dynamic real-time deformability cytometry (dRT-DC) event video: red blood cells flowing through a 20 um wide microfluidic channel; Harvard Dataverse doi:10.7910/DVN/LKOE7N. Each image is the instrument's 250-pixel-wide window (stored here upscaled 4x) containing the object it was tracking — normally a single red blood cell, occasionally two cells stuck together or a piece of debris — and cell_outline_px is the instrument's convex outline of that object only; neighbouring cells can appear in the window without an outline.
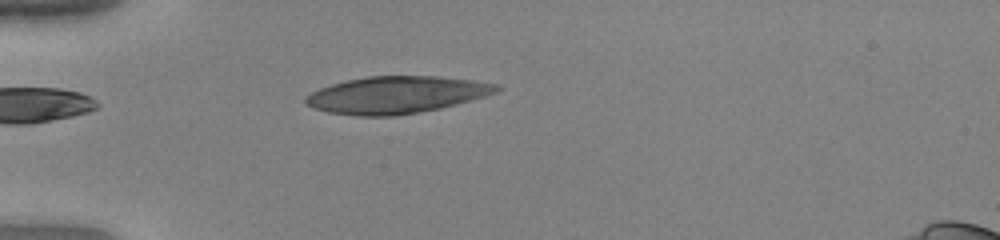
{"species": "human", "species_latin": "Homo sapiens", "temperature_condition": "warm", "stored_images_in_passage": 37, "camera_frame_rate_fps": 3000, "um_per_image_px": 0.085, "donor": {"sex": "female"}, "frame": {"image": 1, "passage_image": 1, "time_ms": 0.0, "image_size_px": [1000, 240], "cell_outline_px": [[500, 88], [496, 92], [484, 96], [456, 104], [440, 108], [396, 116], [356, 116], [328, 112], [312, 108], [304, 104], [304, 96], [320, 88], [332, 84], [348, 80], [368, 76], [440, 76], [472, 80], [500, 84]], "centroid_in_image_um": [33.66, 8.06], "position_along_channel_um": 51.3, "area_um2": 41.27}}
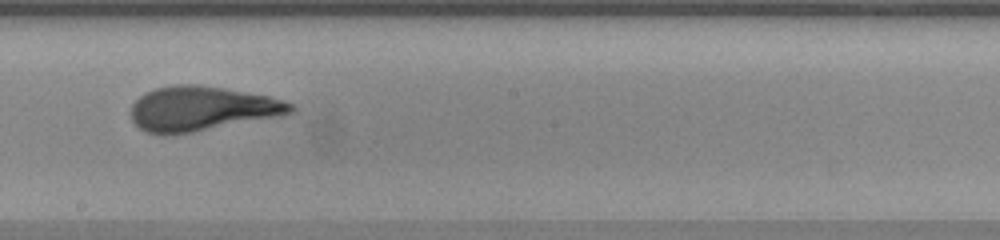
{"frame": {"image": 2, "passage_image": 16, "time_ms": 5.0, "image_size_px": [1000, 240], "cell_outline_px": [[296, 112], [288, 116], [172, 136], [164, 136], [148, 132], [140, 128], [132, 120], [132, 104], [144, 92], [156, 88], [176, 84], [196, 84], [224, 88], [268, 96], [284, 100], [292, 104], [296, 108]], "centroid_in_image_um": [17.23, 9.26], "position_along_channel_um": 231.0, "area_um2": 42.43}}
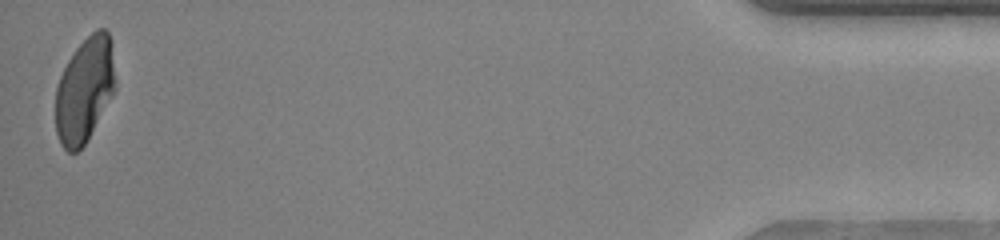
{"frame": {"image": 3, "passage_image": 37, "time_ms": 12.0, "image_size_px": [1000, 240], "cell_outline_px": [[116, 88], [88, 140], [76, 152], [68, 152], [60, 144], [56, 132], [56, 88], [60, 76], [68, 60], [76, 48], [96, 28], [104, 28], [108, 32], [112, 44]], "centroid_in_image_um": [7.2, 7.64], "position_along_channel_um": 428.0, "area_um2": 36.65}, "authors_computed_cell_mechanics": {"area_um2": 40.8646, "velocity_mm_per_s": 3.9805, "shape_relaxation_time_tau1_ms": 6.2192, "shape_relaxation_time_tau2_ms": 0.7167, "deformation_change_tau1": 0.2794, "deformation_change_tau2": 0.0733}}